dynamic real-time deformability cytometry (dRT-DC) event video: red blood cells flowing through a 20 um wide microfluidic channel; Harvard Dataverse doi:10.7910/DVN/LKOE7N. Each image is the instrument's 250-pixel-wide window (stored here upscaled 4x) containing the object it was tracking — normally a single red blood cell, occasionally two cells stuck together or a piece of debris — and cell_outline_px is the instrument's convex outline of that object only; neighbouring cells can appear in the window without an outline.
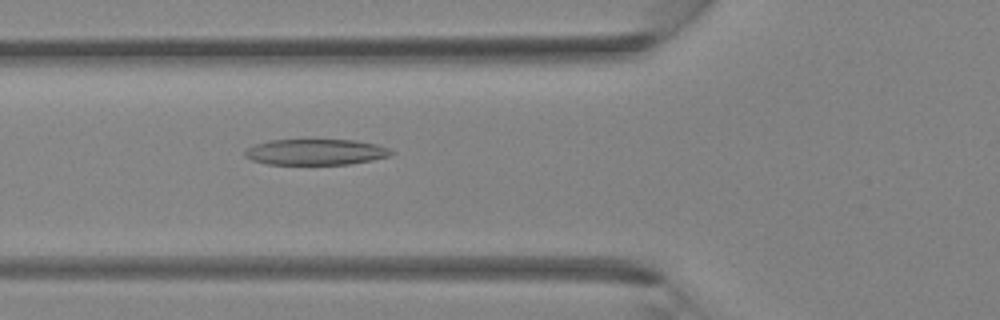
{"species": "Egyptian fruit bat (a non-hibernating species)", "species_latin": "Rousettus aegyptiacus", "temperature_condition": "room temperature", "stored_images_in_passage": 27, "camera_frame_rate_fps": 3000, "um_per_image_px": 0.085, "animal": {"sex": "female"}, "frame": {"image": 1, "passage_image": 6, "time_ms": 1.667, "image_size_px": [1000, 320], "cell_outline_px": [[396, 152], [392, 156], [372, 160], [348, 164], [268, 164], [252, 160], [244, 156], [244, 152], [248, 148], [256, 144], [268, 140], [356, 140], [376, 144], [388, 148]], "centroid_in_image_um": [26.87, 12.92], "position_along_channel_um": 98.9, "area_um2": 22.08}}
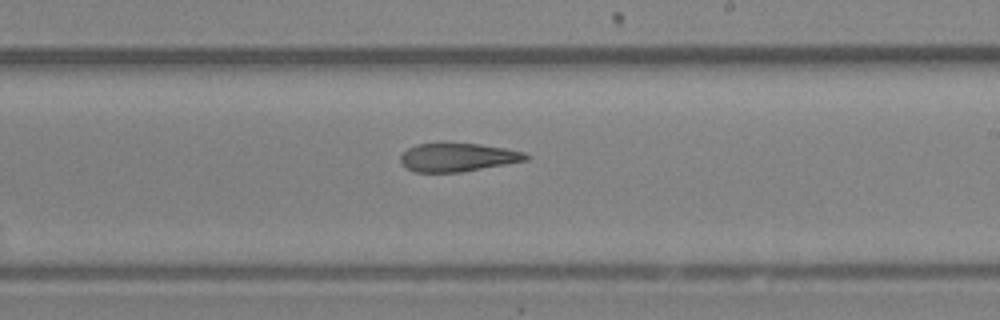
{"frame": {"image": 2, "passage_image": 15, "time_ms": 4.667, "image_size_px": [1000, 320], "cell_outline_px": [[528, 160], [460, 172], [416, 172], [408, 168], [400, 160], [400, 156], [408, 148], [416, 144], [440, 140], [480, 144], [504, 148], [524, 152], [528, 156]], "centroid_in_image_um": [38.86, 13.32], "position_along_channel_um": 250.1, "area_um2": 21.21}}
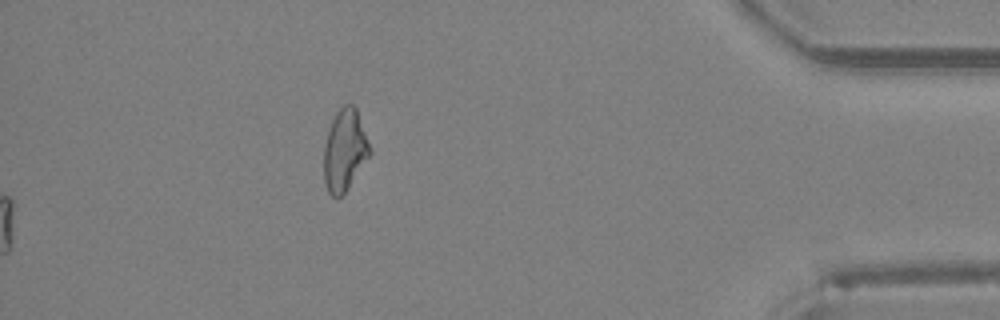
{"frame": {"image": 3, "passage_image": 27, "time_ms": 8.667, "image_size_px": [1000, 320], "cell_outline_px": [[372, 152], [348, 188], [336, 200], [328, 192], [324, 184], [324, 144], [332, 120], [336, 112], [344, 104], [352, 104], [356, 108], [372, 148]], "centroid_in_image_um": [29.3, 12.78], "position_along_channel_um": 405.9, "area_um2": 21.96}}